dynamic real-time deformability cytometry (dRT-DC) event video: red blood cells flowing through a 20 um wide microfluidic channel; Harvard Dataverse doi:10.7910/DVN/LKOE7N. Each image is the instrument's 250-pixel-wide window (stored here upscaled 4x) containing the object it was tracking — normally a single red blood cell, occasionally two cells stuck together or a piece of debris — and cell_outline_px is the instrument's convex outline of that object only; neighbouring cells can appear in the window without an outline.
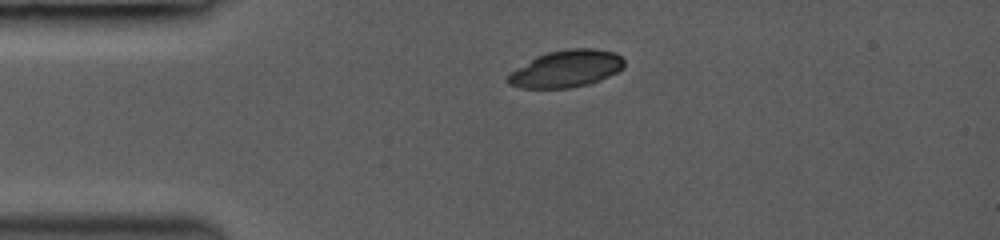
{"species": "common noctule bat (a hibernating species)", "species_latin": "Nyctalus noctula", "temperature_condition": "room temperature", "stored_images_in_passage": 4, "camera_frame_rate_fps": 3000, "um_per_image_px": 0.085, "animal": {"sex": "female", "body_mass_g": 19.0, "forearm_length_mm": 53.3}, "frame": {"image": 1, "passage_image": 1, "time_ms": 0.0, "image_size_px": [1000, 240], "cell_outline_px": [[624, 68], [600, 80], [588, 84], [568, 88], [520, 88], [508, 84], [504, 80], [512, 72], [536, 56], [548, 52], [568, 48], [596, 48], [616, 52], [624, 60]], "centroid_in_image_um": [48.14, 5.84], "position_along_channel_um": 36.9, "area_um2": 25.14}}